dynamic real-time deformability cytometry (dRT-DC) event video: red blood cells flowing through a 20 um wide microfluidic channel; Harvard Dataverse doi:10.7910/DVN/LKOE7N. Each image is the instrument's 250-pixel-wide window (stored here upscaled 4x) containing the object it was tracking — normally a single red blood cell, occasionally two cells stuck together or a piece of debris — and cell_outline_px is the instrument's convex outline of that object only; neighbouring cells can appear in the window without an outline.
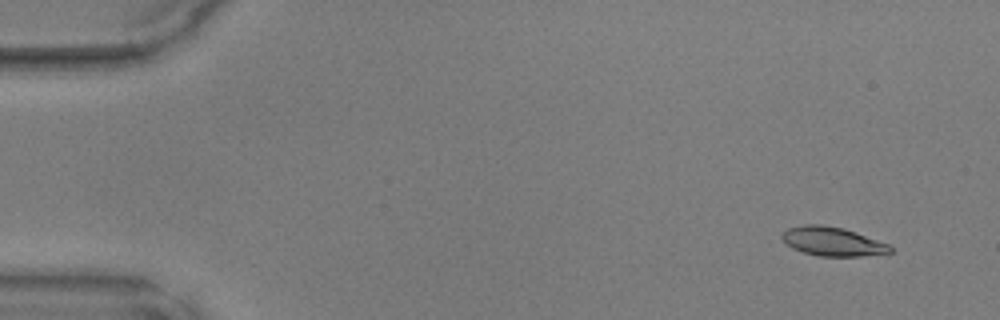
{"species": "common noctule bat (a hibernating species)", "species_latin": "Nyctalus noctula", "temperature_condition": "warm", "stored_images_in_passage": 47, "camera_frame_rate_fps": 3000, "um_per_image_px": 0.085, "animal": {"sex": "male", "body_mass_g": 17.9, "forearm_length_mm": 54.2}, "frame": {"image": 1, "passage_image": 2, "time_ms": 0.333, "image_size_px": [1000, 320], "cell_outline_px": [[892, 252], [860, 256], [816, 256], [792, 248], [780, 236], [788, 228], [804, 224], [820, 224], [844, 228], [856, 232], [888, 244], [892, 248]], "centroid_in_image_um": [70.75, 20.52], "position_along_channel_um": 14.2, "area_um2": 18.09}}
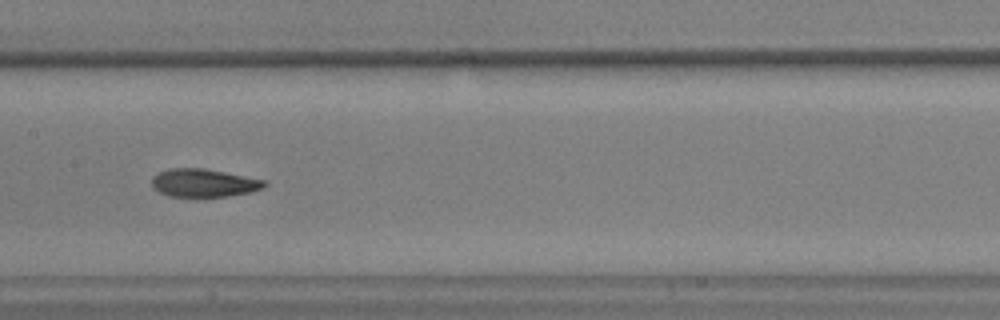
{"frame": {"image": 2, "passage_image": 23, "time_ms": 7.333, "image_size_px": [1000, 320], "cell_outline_px": [[268, 184], [252, 192], [224, 196], [168, 196], [152, 188], [152, 176], [156, 172], [168, 168], [204, 168], [264, 180]], "centroid_in_image_um": [17.25, 15.53], "position_along_channel_um": 190.1, "area_um2": 18.32}}
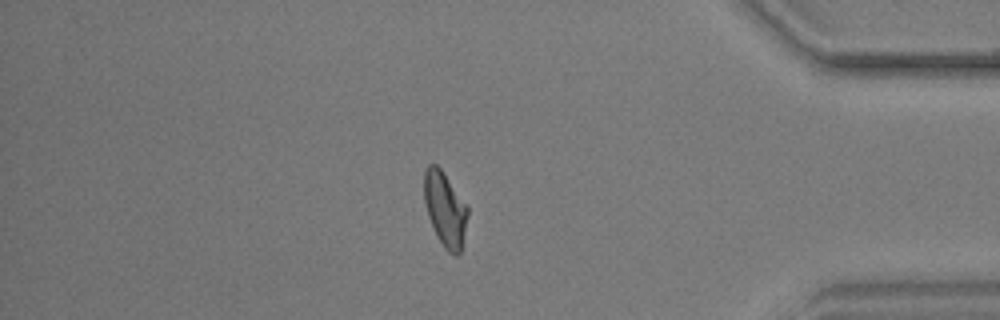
{"frame": {"image": 3, "passage_image": 40, "time_ms": 13.0, "image_size_px": [1000, 320], "cell_outline_px": [[468, 216], [460, 252], [456, 256], [448, 252], [444, 248], [436, 236], [428, 216], [424, 200], [424, 172], [428, 164], [436, 164], [440, 168], [468, 204]], "centroid_in_image_um": [37.83, 17.77], "position_along_channel_um": 397.4, "area_um2": 19.07}}